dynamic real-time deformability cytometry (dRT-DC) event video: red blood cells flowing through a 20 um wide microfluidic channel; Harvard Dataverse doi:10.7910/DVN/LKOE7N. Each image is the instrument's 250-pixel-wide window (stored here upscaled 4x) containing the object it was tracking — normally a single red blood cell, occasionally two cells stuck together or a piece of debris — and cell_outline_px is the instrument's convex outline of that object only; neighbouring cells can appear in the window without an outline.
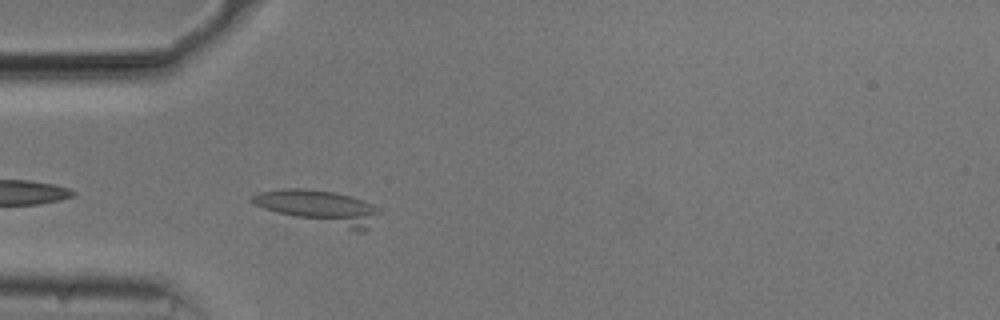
{"species": "common noctule bat (a hibernating species)", "species_latin": "Nyctalus noctula", "temperature_condition": "cold", "stored_images_in_passage": 19, "camera_frame_rate_fps": 3000, "um_per_image_px": 0.085, "animal": {"sex": "male", "body_mass_g": 20.5, "forearm_length_mm": 52.5}, "frame": {"image": 1, "passage_image": 3, "time_ms": 0.667, "image_size_px": [1000, 320], "cell_outline_px": [[380, 212], [368, 228], [364, 232], [360, 232], [276, 212], [264, 208], [248, 200], [248, 196], [260, 192], [284, 188], [304, 188], [332, 192], [348, 196], [360, 200], [376, 208]], "centroid_in_image_um": [27.09, 17.6], "position_along_channel_um": 57.9, "area_um2": 24.33}}
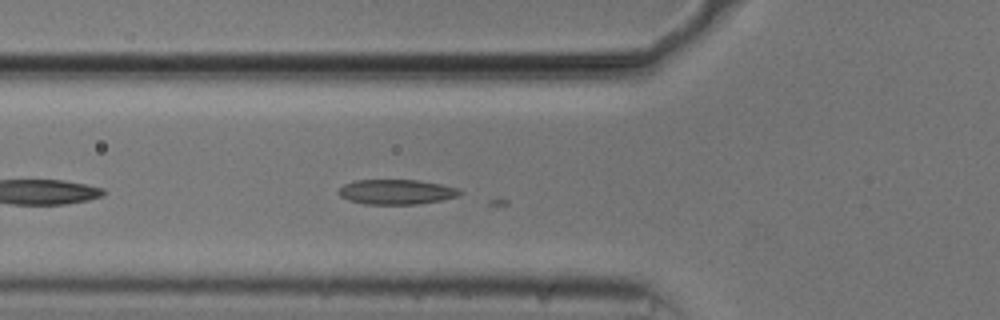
{"frame": {"image": 2, "passage_image": 6, "time_ms": 1.667, "image_size_px": [1000, 320], "cell_outline_px": [[464, 192], [460, 196], [440, 200], [416, 204], [364, 204], [348, 200], [340, 196], [336, 192], [344, 184], [356, 180], [420, 180], [460, 188]], "centroid_in_image_um": [33.71, 16.31], "position_along_channel_um": 92.1, "area_um2": 17.74}}
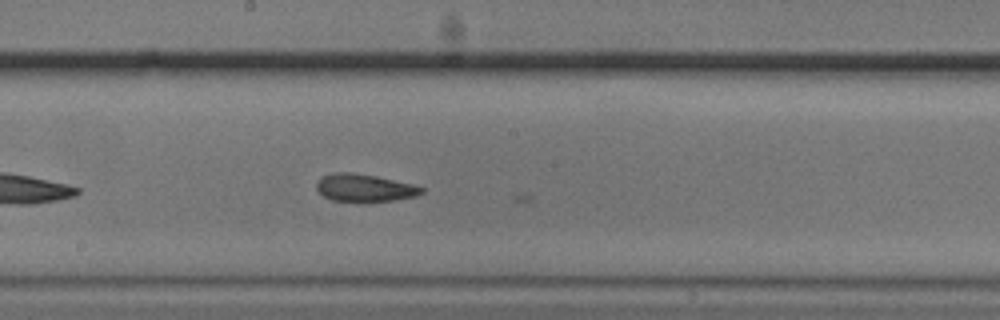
{"frame": {"image": 3, "passage_image": 16, "time_ms": 5.0, "image_size_px": [1000, 320], "cell_outline_px": [[424, 192], [416, 196], [396, 200], [332, 200], [324, 196], [316, 188], [316, 184], [324, 176], [332, 172], [348, 172], [376, 176], [412, 184], [424, 188]], "centroid_in_image_um": [31.01, 15.95], "position_along_channel_um": 217.2, "area_um2": 16.36}}